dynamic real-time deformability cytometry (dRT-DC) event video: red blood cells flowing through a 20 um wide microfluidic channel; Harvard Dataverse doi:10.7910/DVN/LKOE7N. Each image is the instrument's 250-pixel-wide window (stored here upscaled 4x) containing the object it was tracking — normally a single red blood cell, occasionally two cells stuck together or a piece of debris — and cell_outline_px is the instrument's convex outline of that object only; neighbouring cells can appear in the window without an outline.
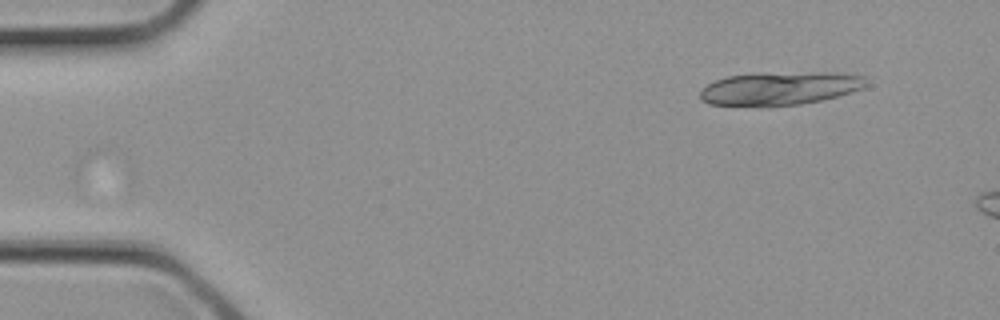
{"species": "common noctule bat (a hibernating species)", "species_latin": "Nyctalus noctula", "temperature_condition": "cold", "stored_images_in_passage": 3, "camera_frame_rate_fps": 3000, "um_per_image_px": 0.085, "animal": {"sex": "female", "body_mass_g": 21.9}, "frame": {"image": 1, "passage_image": 1, "time_ms": 0.0, "image_size_px": [1000, 320], "cell_outline_px": [[864, 84], [860, 88], [852, 92], [824, 100], [800, 104], [768, 108], [708, 104], [700, 100], [700, 92], [708, 84], [716, 80], [728, 76], [756, 72], [832, 72], [864, 76]], "centroid_in_image_um": [66.21, 7.53], "position_along_channel_um": 18.8, "area_um2": 32.95}}